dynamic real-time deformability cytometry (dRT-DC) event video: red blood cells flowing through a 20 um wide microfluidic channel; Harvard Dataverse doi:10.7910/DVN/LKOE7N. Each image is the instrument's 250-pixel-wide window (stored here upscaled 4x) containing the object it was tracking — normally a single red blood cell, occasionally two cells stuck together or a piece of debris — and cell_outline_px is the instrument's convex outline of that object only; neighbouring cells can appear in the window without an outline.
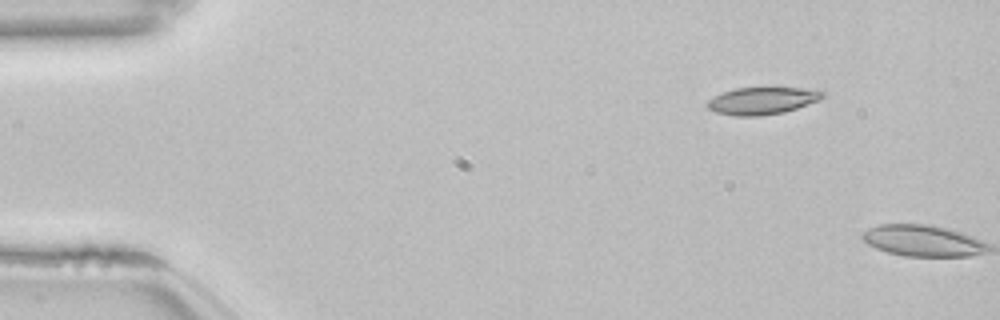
{"species": "common noctule bat (a hibernating species)", "species_latin": "Nyctalus noctula", "temperature_condition": "room temperature", "stored_images_in_passage": 2, "camera_frame_rate_fps": 3000, "um_per_image_px": 0.085, "animal": {"sex": "female", "body_mass_g": 22.7, "forearm_length_mm": 54.2}, "frame": {"image": 1, "passage_image": 1, "time_ms": 0.0, "image_size_px": [1000, 320], "cell_outline_px": [[824, 96], [820, 100], [784, 112], [756, 116], [736, 116], [716, 112], [708, 108], [704, 104], [708, 100], [724, 92], [736, 88], [772, 84], [800, 88], [824, 92]], "centroid_in_image_um": [64.79, 8.51], "position_along_channel_um": 20.2, "area_um2": 18.9}}